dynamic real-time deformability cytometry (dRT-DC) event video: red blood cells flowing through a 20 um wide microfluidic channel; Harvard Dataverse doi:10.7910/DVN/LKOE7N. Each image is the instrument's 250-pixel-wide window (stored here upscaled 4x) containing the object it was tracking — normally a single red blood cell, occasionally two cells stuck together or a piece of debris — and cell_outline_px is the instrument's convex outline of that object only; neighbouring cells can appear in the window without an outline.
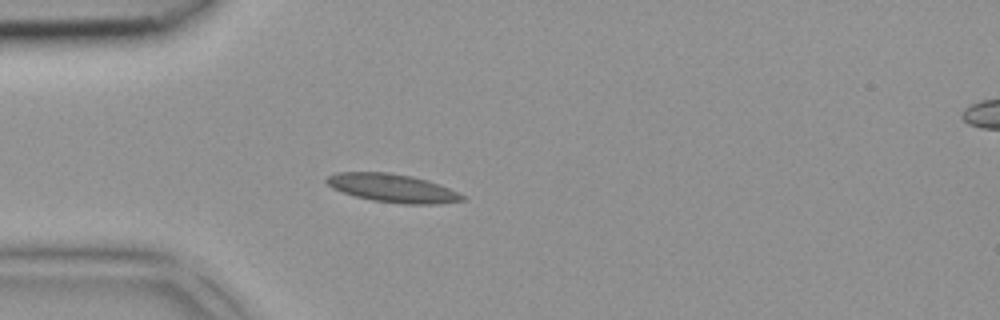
{"species": "common noctule bat (a hibernating species)", "species_latin": "Nyctalus noctula", "temperature_condition": "room temperature", "stored_images_in_passage": 5, "camera_frame_rate_fps": 3000, "um_per_image_px": 0.085, "animal": {"sex": "female", "body_mass_g": 18.4}, "frame": {"image": 1, "passage_image": 4, "time_ms": 1.0, "image_size_px": [1000, 320], "cell_outline_px": [[464, 200], [440, 204], [404, 204], [372, 200], [356, 196], [332, 188], [324, 180], [328, 176], [336, 172], [388, 172], [412, 176], [428, 180], [440, 184], [464, 196]], "centroid_in_image_um": [33.36, 15.98], "position_along_channel_um": 51.6, "area_um2": 22.31}}